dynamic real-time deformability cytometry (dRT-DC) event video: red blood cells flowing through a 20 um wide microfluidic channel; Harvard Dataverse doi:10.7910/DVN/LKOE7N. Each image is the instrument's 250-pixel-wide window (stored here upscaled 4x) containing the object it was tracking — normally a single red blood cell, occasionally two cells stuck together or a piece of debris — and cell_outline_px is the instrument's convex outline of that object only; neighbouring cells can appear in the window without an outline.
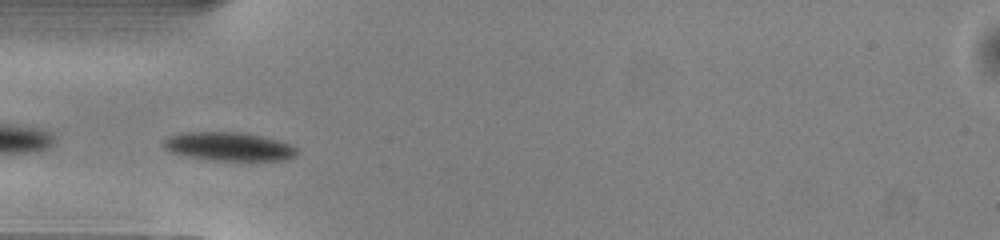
{"species": "common noctule bat (a hibernating species)", "species_latin": "Nyctalus noctula", "temperature_condition": "warm", "stored_images_in_passage": 36, "camera_frame_rate_fps": 3000, "um_per_image_px": 0.085, "animal": {"sex": "male", "body_mass_g": 13.0, "forearm_length_mm": 53.1}, "frame": {"image": 1, "passage_image": 1, "time_ms": 0.0, "image_size_px": [1000, 240], "cell_outline_px": [[300, 152], [288, 160], [208, 160], [188, 156], [172, 152], [164, 148], [164, 140], [168, 136], [180, 132], [244, 132], [264, 136], [280, 140], [296, 148]], "centroid_in_image_um": [19.47, 12.44], "position_along_channel_um": 65.5, "area_um2": 22.37}}
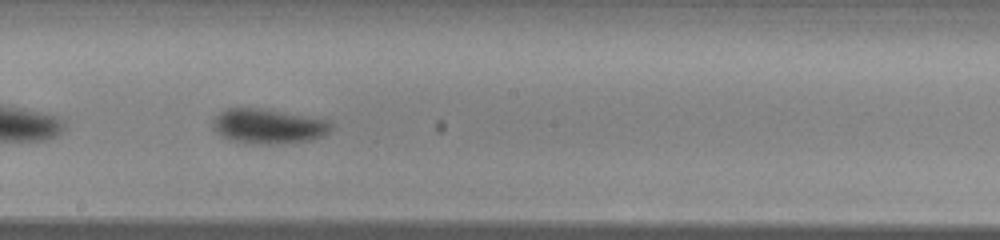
{"frame": {"image": 2, "passage_image": 13, "time_ms": 4.0, "image_size_px": [1000, 240], "cell_outline_px": [[332, 128], [328, 132], [312, 140], [272, 144], [248, 144], [232, 140], [224, 136], [212, 128], [212, 120], [220, 112], [228, 108], [260, 108], [328, 120], [332, 124]], "centroid_in_image_um": [22.78, 10.73], "position_along_channel_um": 225.4, "area_um2": 23.76}}
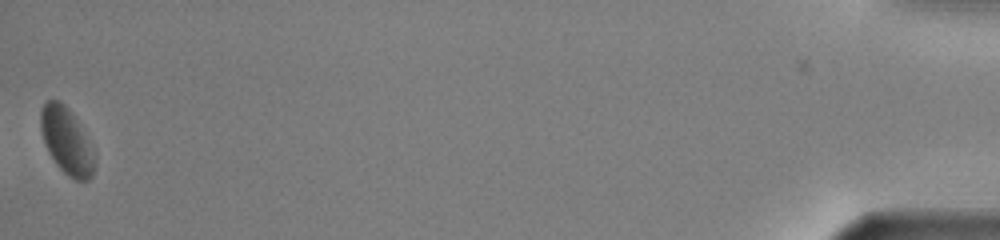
{"frame": {"image": 3, "passage_image": 36, "time_ms": 11.667, "image_size_px": [1000, 240], "cell_outline_px": [[96, 164], [92, 176], [88, 180], [76, 180], [68, 176], [56, 164], [48, 152], [40, 128], [40, 112], [44, 104], [48, 100], [60, 100], [68, 108], [96, 156]], "centroid_in_image_um": [5.65, 12.01], "position_along_channel_um": 429.5, "area_um2": 20.46}, "authors_computed_cell_mechanics": {"area_um2": 21.8773, "velocity_mm_per_s": 4.0112, "shape_relaxation_time_tau1_ms": 1.9374, "shape_relaxation_time_tau2_ms": null, "deformation_change_tau1": 0.118, "deformation_change_tau2": null}}